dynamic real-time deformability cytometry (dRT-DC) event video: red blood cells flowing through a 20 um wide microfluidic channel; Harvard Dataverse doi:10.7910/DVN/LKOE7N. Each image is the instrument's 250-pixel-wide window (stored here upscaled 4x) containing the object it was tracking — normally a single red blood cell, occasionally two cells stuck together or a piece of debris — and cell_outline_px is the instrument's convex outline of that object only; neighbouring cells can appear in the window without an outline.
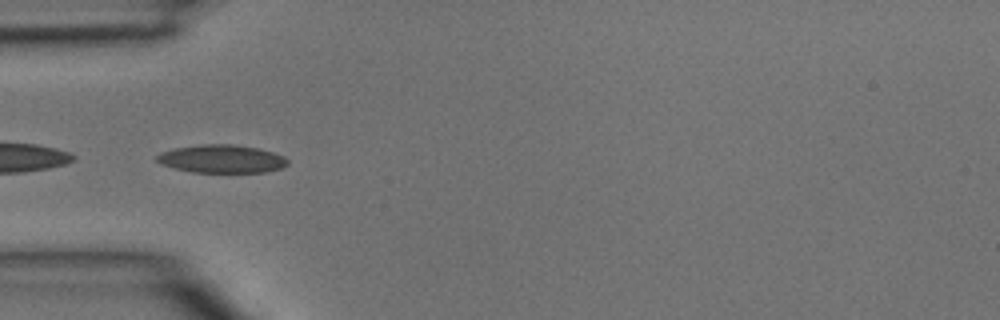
{"species": "common noctule bat (a hibernating species)", "species_latin": "Nyctalus noctula", "temperature_condition": "room temperature", "stored_images_in_passage": 4, "camera_frame_rate_fps": 3000, "um_per_image_px": 0.085, "animal": {"sex": "male", "body_mass_g": 15.6}, "frame": {"image": 1, "passage_image": 3, "time_ms": 0.667, "image_size_px": [1000, 320], "cell_outline_px": [[288, 164], [284, 168], [268, 172], [192, 172], [160, 164], [156, 160], [156, 156], [160, 152], [176, 148], [204, 144], [232, 144], [256, 148], [272, 152], [284, 156], [288, 160]], "centroid_in_image_um": [18.87, 13.51], "position_along_channel_um": 66.1, "area_um2": 21.39}}
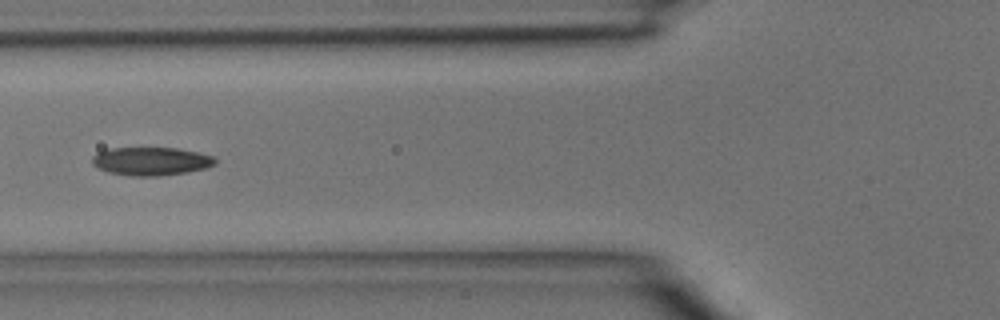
{"frame": {"image": 2, "passage_image": 4, "time_ms": 1.0, "image_size_px": [1000, 320], "cell_outline_px": [[216, 164], [204, 168], [188, 172], [160, 176], [132, 176], [108, 172], [92, 164], [92, 156], [100, 152], [112, 148], [176, 148], [196, 152], [212, 156], [216, 160]], "centroid_in_image_um": [12.84, 13.71], "position_along_channel_um": 113.0, "area_um2": 20.06}}